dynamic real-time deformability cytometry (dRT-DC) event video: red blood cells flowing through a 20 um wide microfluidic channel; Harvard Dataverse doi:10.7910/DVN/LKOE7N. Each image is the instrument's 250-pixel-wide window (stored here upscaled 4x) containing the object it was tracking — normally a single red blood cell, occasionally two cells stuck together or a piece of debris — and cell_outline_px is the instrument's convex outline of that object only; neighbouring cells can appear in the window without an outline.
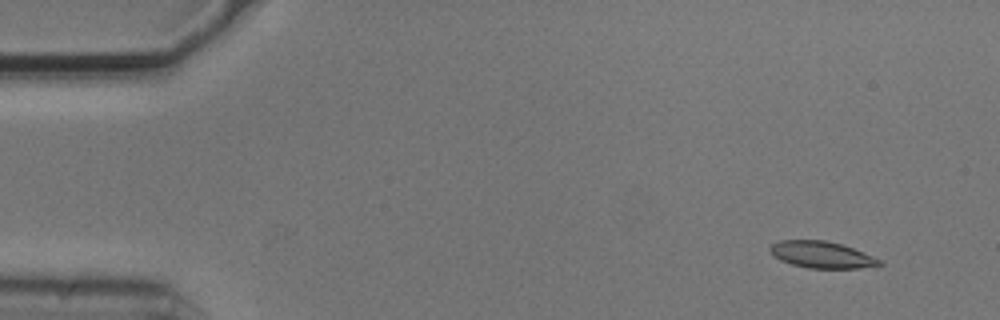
{"species": "common noctule bat (a hibernating species)", "species_latin": "Nyctalus noctula", "temperature_condition": "cold", "stored_images_in_passage": 8, "camera_frame_rate_fps": 3000, "um_per_image_px": 0.085, "animal": {"sex": "male", "body_mass_g": 20.5, "forearm_length_mm": 52.5}, "frame": {"image": 1, "passage_image": 1, "time_ms": 0.0, "image_size_px": [1000, 320], "cell_outline_px": [[884, 264], [856, 268], [808, 268], [792, 264], [780, 260], [768, 248], [772, 244], [780, 240], [824, 240], [840, 244], [852, 248], [884, 260]], "centroid_in_image_um": [69.87, 21.65], "position_along_channel_um": 15.1, "area_um2": 16.82}}
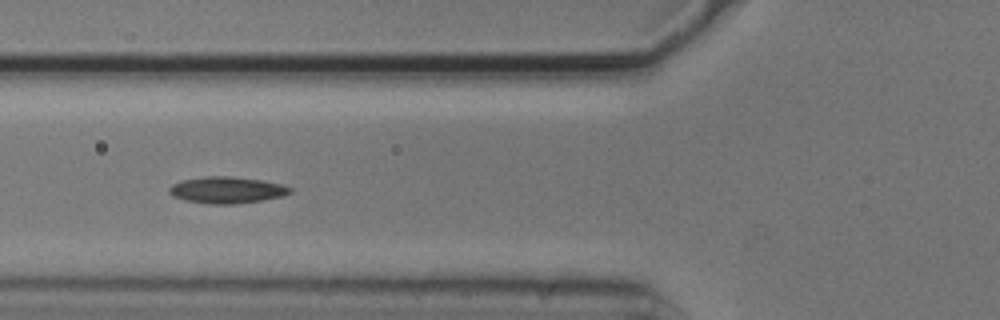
{"frame": {"image": 2, "passage_image": 5, "time_ms": 1.333, "image_size_px": [1000, 320], "cell_outline_px": [[292, 192], [284, 196], [260, 200], [232, 204], [208, 204], [184, 200], [172, 196], [168, 192], [168, 188], [172, 184], [180, 180], [204, 176], [232, 176], [260, 180], [280, 184], [292, 188]], "centroid_in_image_um": [19.23, 16.14], "position_along_channel_um": 106.6, "area_um2": 18.79}}
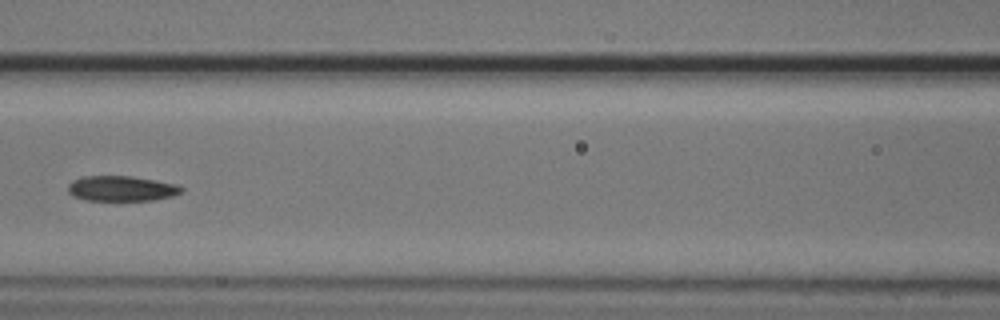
{"frame": {"image": 3, "passage_image": 6, "time_ms": 1.667, "image_size_px": [1000, 320], "cell_outline_px": [[184, 192], [172, 196], [152, 200], [88, 200], [72, 196], [68, 192], [68, 184], [72, 180], [84, 176], [132, 176], [156, 180], [176, 184], [184, 188]], "centroid_in_image_um": [10.33, 16.02], "position_along_channel_um": 156.3, "area_um2": 16.76}}